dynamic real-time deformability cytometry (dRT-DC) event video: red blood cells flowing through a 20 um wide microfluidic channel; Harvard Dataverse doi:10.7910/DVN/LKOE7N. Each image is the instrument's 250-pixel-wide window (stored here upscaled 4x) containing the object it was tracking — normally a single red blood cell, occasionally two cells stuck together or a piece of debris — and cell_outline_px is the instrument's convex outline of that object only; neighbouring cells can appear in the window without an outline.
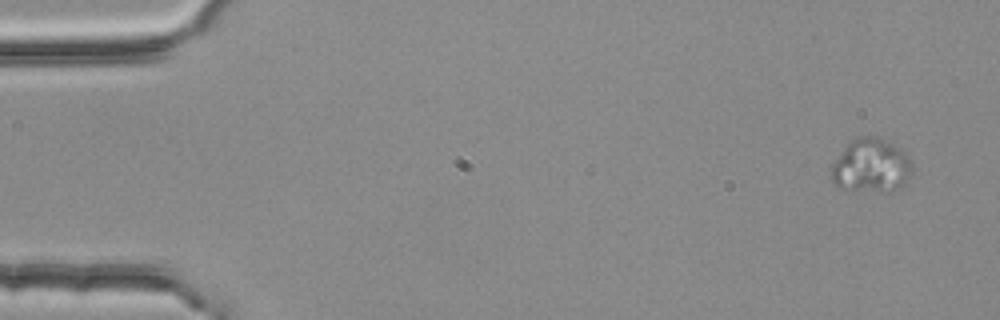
{"species": "common noctule bat (a hibernating species)", "species_latin": "Nyctalus noctula", "temperature_condition": "room temperature", "stored_images_in_passage": 5, "camera_frame_rate_fps": 3000, "um_per_image_px": 0.085, "animal": {"sex": "female", "body_mass_g": 25.1}, "frame": {"image": 1, "passage_image": 1, "time_ms": 0.0, "image_size_px": [1000, 320], "cell_outline_px": [[912, 172], [904, 184], [896, 192], [884, 192], [840, 188], [828, 176], [832, 164], [844, 148], [856, 136], [880, 136], [900, 148], [908, 156], [912, 164]], "centroid_in_image_um": [74.05, 14.09], "position_along_channel_um": 10.9, "area_um2": 25.72}}
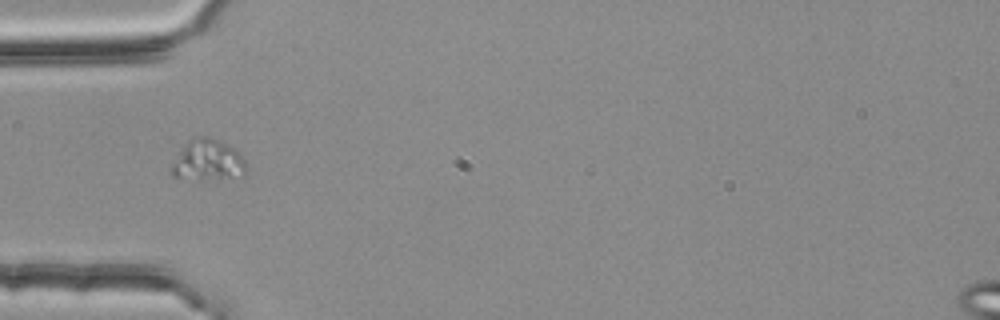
{"frame": {"image": 2, "passage_image": 4, "time_ms": 1.0, "image_size_px": [1000, 320], "cell_outline_px": [[244, 172], [220, 180], [172, 176], [172, 164], [184, 144], [188, 140], [196, 136], [208, 136], [236, 148], [240, 152], [244, 160]], "centroid_in_image_um": [17.65, 13.58], "position_along_channel_um": 67.3, "area_um2": 17.46}}